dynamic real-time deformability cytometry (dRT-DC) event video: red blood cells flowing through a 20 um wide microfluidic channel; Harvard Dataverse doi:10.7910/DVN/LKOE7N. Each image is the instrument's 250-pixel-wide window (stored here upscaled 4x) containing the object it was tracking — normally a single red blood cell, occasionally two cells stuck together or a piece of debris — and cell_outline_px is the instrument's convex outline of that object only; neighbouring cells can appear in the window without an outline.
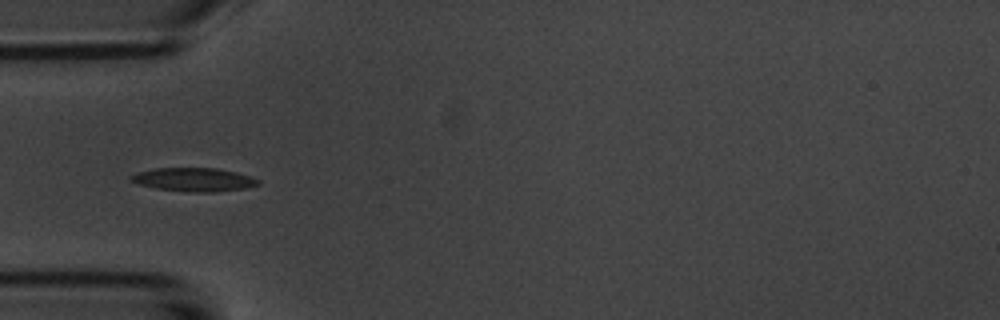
{"species": "common noctule bat (a hibernating species)", "species_latin": "Nyctalus noctula", "temperature_condition": "room temperature", "stored_images_in_passage": 5, "camera_frame_rate_fps": 3000, "um_per_image_px": 0.085, "animal": {"sex": "male", "body_mass_g": 20.1, "forearm_length_mm": 53.5}, "frame": {"image": 1, "passage_image": 5, "time_ms": 4.667, "image_size_px": [1000, 320], "cell_outline_px": [[260, 184], [244, 188], [216, 192], [188, 192], [156, 188], [136, 184], [128, 180], [128, 176], [136, 172], [152, 168], [216, 168], [236, 172], [252, 176], [260, 180]], "centroid_in_image_um": [16.42, 15.26], "position_along_channel_um": 68.6, "area_um2": 17.74}}